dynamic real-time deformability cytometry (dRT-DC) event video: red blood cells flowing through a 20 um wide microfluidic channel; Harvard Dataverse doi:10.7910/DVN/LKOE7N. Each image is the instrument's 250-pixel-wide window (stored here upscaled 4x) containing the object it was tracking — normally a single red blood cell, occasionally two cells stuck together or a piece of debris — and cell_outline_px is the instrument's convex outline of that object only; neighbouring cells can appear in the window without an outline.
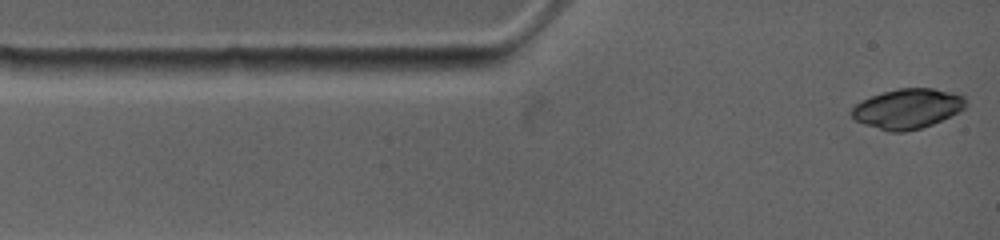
{"species": "common noctule bat (a hibernating species)", "species_latin": "Nyctalus noctula", "temperature_condition": "warm", "stored_images_in_passage": 3, "camera_frame_rate_fps": 4500, "um_per_image_px": 0.085, "animal": {"sex": "female", "body_mass_g": 19.0, "forearm_length_mm": 53.3}, "frame": {"image": 1, "passage_image": 1, "time_ms": 0.0, "image_size_px": [1000, 240], "cell_outline_px": [[964, 108], [960, 112], [932, 124], [920, 128], [904, 132], [888, 132], [864, 124], [856, 120], [848, 112], [860, 100], [896, 88], [932, 88], [964, 92]], "centroid_in_image_um": [77.16, 9.22], "position_along_channel_um": 7.8, "area_um2": 26.88}}